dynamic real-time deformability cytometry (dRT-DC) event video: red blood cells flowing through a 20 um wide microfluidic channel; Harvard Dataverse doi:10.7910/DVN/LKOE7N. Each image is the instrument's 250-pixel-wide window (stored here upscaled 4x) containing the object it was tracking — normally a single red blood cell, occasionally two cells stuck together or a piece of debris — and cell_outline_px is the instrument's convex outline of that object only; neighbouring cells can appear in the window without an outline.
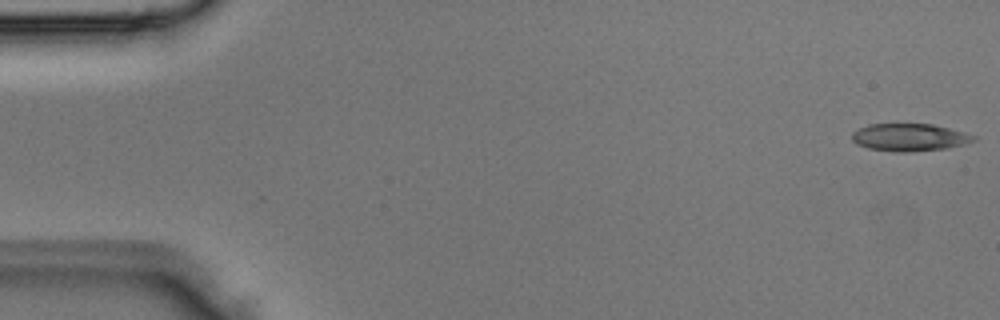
{"species": "Egyptian fruit bat (a non-hibernating species)", "species_latin": "Rousettus aegyptiacus", "temperature_condition": "room temperature", "stored_images_in_passage": 4, "camera_frame_rate_fps": 3000, "um_per_image_px": 0.085, "animal": {"sex": "male"}, "frame": {"image": 1, "passage_image": 1, "time_ms": 0.0, "image_size_px": [1000, 320], "cell_outline_px": [[976, 140], [964, 144], [948, 148], [904, 152], [896, 152], [868, 148], [856, 144], [852, 140], [852, 132], [868, 124], [932, 124], [964, 132], [976, 136]], "centroid_in_image_um": [77.29, 11.67], "position_along_channel_um": 7.7, "area_um2": 19.42}}